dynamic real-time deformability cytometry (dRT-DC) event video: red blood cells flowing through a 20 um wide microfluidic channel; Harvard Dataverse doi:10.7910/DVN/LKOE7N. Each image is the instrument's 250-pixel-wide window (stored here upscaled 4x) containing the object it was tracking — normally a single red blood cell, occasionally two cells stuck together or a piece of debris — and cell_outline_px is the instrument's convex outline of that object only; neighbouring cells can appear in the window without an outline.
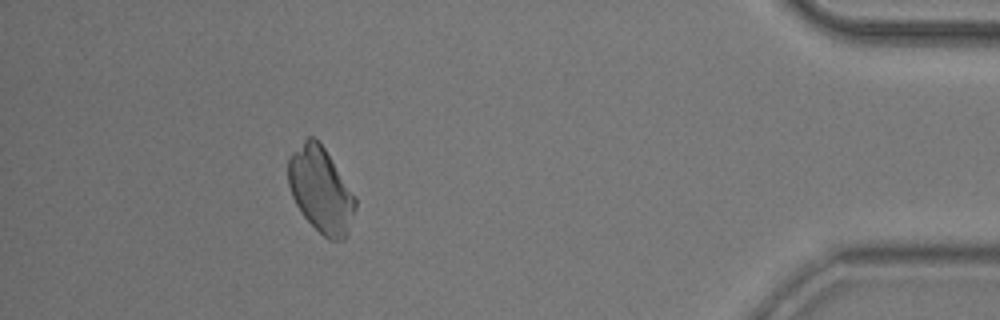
{"species": "common noctule bat (a hibernating species)", "species_latin": "Nyctalus noctula", "temperature_condition": "room temperature", "stored_images_in_passage": 53, "camera_frame_rate_fps": 3000, "um_per_image_px": 0.085, "animal": {"sex": "male", "body_mass_g": 20.5, "forearm_length_mm": 52.5}, "frame": {"image": 1, "passage_image": 48, "time_ms": 15.667, "image_size_px": [1000, 320], "cell_outline_px": [[356, 208], [348, 232], [344, 240], [328, 240], [304, 216], [296, 204], [292, 196], [288, 184], [288, 156], [308, 136], [312, 136], [324, 148], [356, 196]], "centroid_in_image_um": [27.27, 16.15], "position_along_channel_um": 407.9, "area_um2": 33.12}}